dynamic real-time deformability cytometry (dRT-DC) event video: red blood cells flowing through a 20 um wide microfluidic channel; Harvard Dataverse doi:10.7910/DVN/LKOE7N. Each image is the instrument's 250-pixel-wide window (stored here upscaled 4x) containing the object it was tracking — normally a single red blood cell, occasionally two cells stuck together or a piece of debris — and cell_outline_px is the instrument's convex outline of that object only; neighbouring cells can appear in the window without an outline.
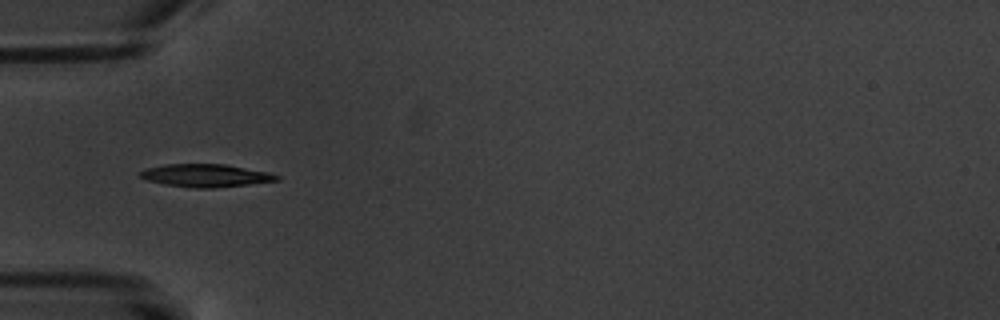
{"species": "common noctule bat (a hibernating species)", "species_latin": "Nyctalus noctula", "temperature_condition": "warm", "stored_images_in_passage": 6, "camera_frame_rate_fps": 3000, "um_per_image_px": 0.085, "animal": {"sex": "male", "body_mass_g": 20.1, "forearm_length_mm": 53.5}, "frame": {"image": 1, "passage_image": 4, "time_ms": 4.333, "image_size_px": [1000, 320], "cell_outline_px": [[280, 180], [248, 184], [212, 188], [196, 188], [164, 184], [148, 180], [140, 176], [140, 172], [144, 168], [164, 164], [224, 164], [268, 172], [280, 176]], "centroid_in_image_um": [17.47, 14.91], "position_along_channel_um": 67.5, "area_um2": 18.03}}